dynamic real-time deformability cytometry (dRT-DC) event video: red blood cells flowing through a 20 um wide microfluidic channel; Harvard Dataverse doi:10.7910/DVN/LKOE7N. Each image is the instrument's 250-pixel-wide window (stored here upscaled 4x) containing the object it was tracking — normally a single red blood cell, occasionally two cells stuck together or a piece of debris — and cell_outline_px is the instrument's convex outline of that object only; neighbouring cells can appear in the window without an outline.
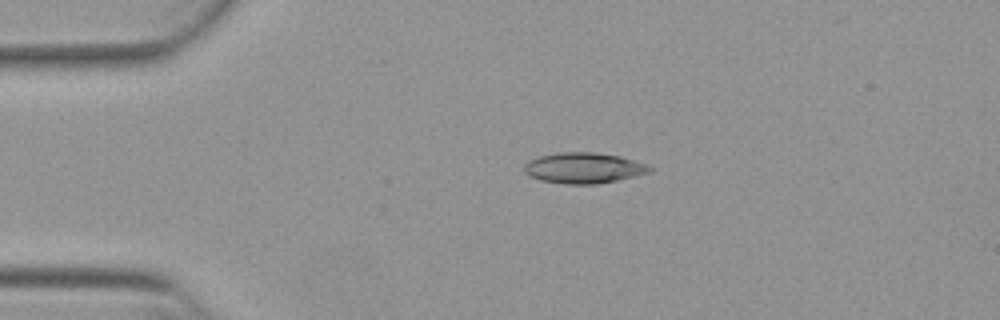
{"species": "Egyptian fruit bat (a non-hibernating species)", "species_latin": "Rousettus aegyptiacus", "temperature_condition": "warm", "stored_images_in_passage": 41, "camera_frame_rate_fps": 3000, "um_per_image_px": 0.085, "animal": {"sex": "female"}, "frame": {"image": 1, "passage_image": 1, "time_ms": 0.0, "image_size_px": [1000, 320], "cell_outline_px": [[652, 172], [616, 180], [596, 184], [564, 184], [540, 180], [528, 176], [524, 172], [524, 164], [528, 160], [540, 156], [560, 152], [596, 152], [620, 156], [644, 164], [652, 168]], "centroid_in_image_um": [49.56, 14.28], "position_along_channel_um": 35.4, "area_um2": 22.43}}
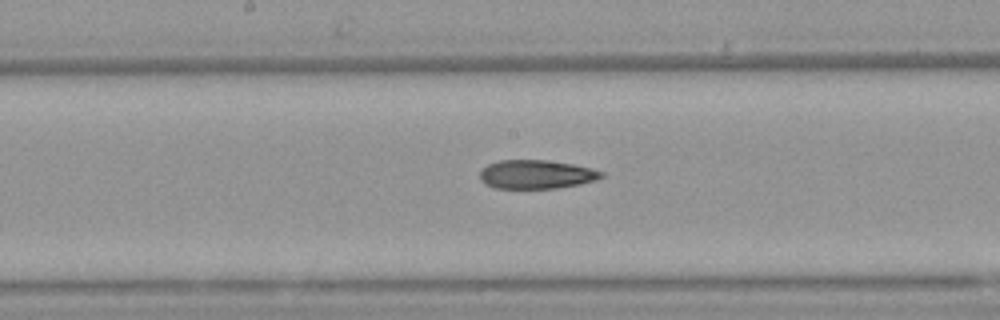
{"frame": {"image": 2, "passage_image": 17, "time_ms": 5.333, "image_size_px": [1000, 320], "cell_outline_px": [[604, 176], [596, 180], [580, 184], [556, 188], [496, 188], [484, 184], [480, 180], [480, 172], [488, 164], [500, 160], [548, 160], [572, 164], [592, 168], [604, 172]], "centroid_in_image_um": [45.6, 14.82], "position_along_channel_um": 202.6, "area_um2": 20.4}}
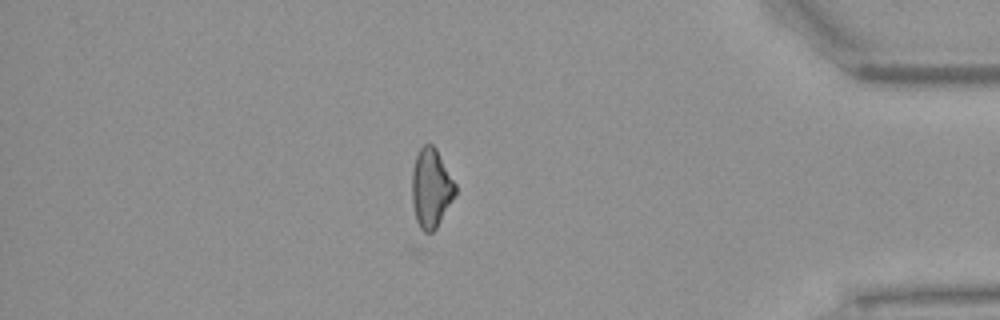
{"frame": {"image": 3, "passage_image": 35, "time_ms": 11.333, "image_size_px": [1000, 320], "cell_outline_px": [[456, 192], [436, 228], [432, 232], [424, 232], [420, 228], [416, 220], [412, 204], [412, 168], [416, 156], [420, 148], [424, 144], [432, 144], [436, 148], [456, 184]], "centroid_in_image_um": [36.62, 15.97], "position_along_channel_um": 398.6, "area_um2": 19.83}, "authors_computed_cell_mechanics": {"area_um2": 20.8658, "velocity_mm_per_s": 3.8742, "shape_relaxation_time_tau1_ms": null, "shape_relaxation_time_tau2_ms": 9.2512, "deformation_change_tau1": null, "deformation_change_tau2": 0.1967}}